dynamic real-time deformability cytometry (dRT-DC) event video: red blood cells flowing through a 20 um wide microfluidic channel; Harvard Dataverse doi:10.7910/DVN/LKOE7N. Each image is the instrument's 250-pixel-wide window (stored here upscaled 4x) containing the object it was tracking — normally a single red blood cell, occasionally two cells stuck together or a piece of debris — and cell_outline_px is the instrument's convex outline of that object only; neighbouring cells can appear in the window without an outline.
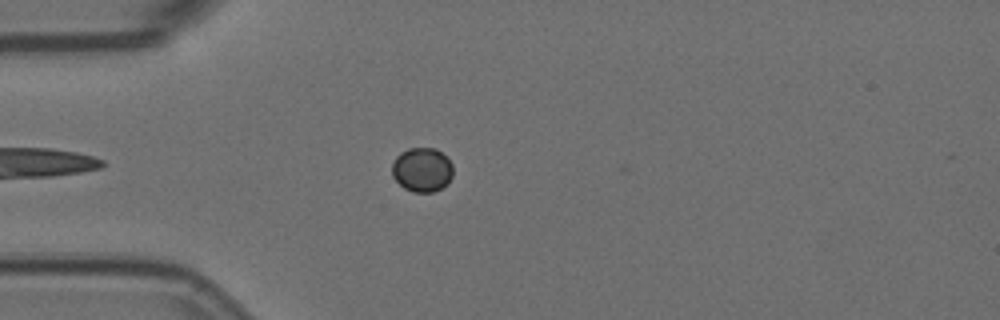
{"species": "Egyptian fruit bat (a non-hibernating species)", "species_latin": "Rousettus aegyptiacus", "temperature_condition": "room temperature", "stored_images_in_passage": 2, "camera_frame_rate_fps": 3000, "um_per_image_px": 0.085, "animal": {"sex": "female"}, "frame": {"image": 1, "passage_image": 2, "time_ms": 0.333, "image_size_px": [1000, 320], "cell_outline_px": [[452, 176], [448, 184], [432, 192], [412, 192], [404, 188], [392, 176], [392, 164], [396, 156], [400, 152], [408, 148], [436, 148], [452, 164]], "centroid_in_image_um": [35.86, 14.43], "position_along_channel_um": 49.1, "area_um2": 15.72}}